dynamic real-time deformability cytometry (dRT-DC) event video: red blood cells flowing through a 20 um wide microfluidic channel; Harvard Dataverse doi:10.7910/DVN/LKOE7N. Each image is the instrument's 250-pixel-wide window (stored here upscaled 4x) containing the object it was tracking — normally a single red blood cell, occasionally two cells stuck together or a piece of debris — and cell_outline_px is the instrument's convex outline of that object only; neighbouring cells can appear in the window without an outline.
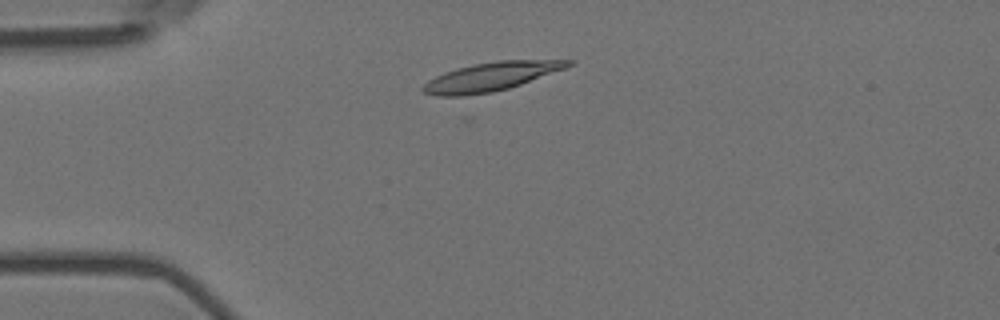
{"species": "Egyptian fruit bat (a non-hibernating species)", "species_latin": "Rousettus aegyptiacus", "temperature_condition": "room temperature", "stored_images_in_passage": 5, "camera_frame_rate_fps": 3000, "um_per_image_px": 0.085, "animal": {"sex": "female"}, "frame": {"image": 1, "passage_image": 2, "time_ms": 0.333, "image_size_px": [1000, 320], "cell_outline_px": [[576, 60], [572, 64], [564, 68], [520, 84], [508, 88], [492, 92], [464, 96], [436, 96], [420, 92], [420, 88], [428, 80], [444, 72], [456, 68], [472, 64], [496, 60]], "centroid_in_image_um": [41.64, 6.52], "position_along_channel_um": 43.4, "area_um2": 24.16}}
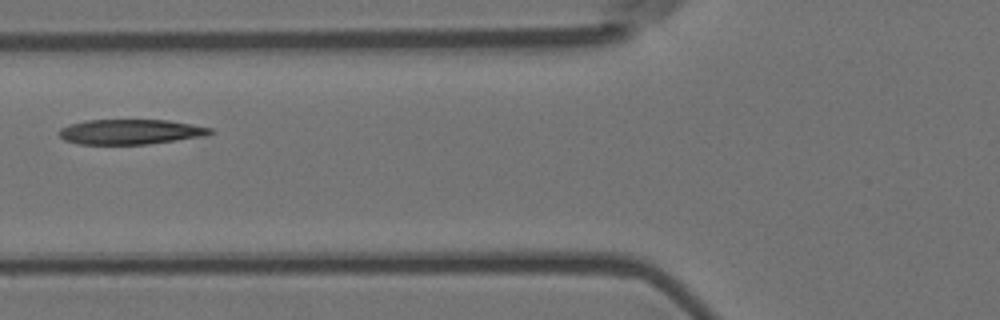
{"frame": {"image": 2, "passage_image": 4, "time_ms": 1.0, "image_size_px": [1000, 320], "cell_outline_px": [[216, 132], [204, 136], [148, 144], [80, 144], [64, 140], [56, 132], [60, 128], [68, 124], [84, 120], [168, 120], [192, 124], [212, 128]], "centroid_in_image_um": [11.07, 11.2], "position_along_channel_um": 114.7, "area_um2": 22.2}}
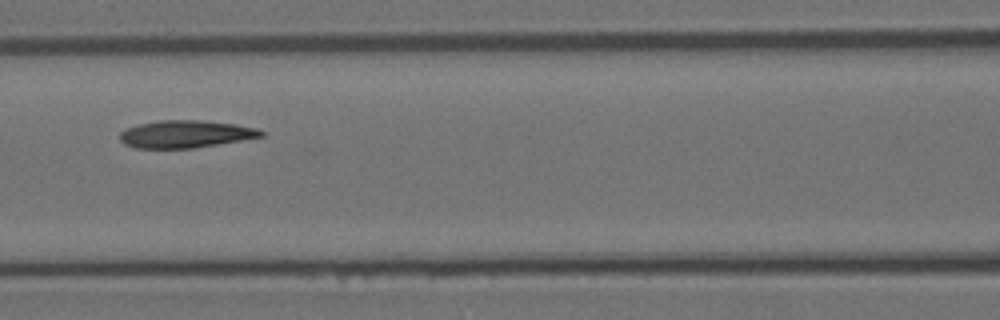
{"frame": {"image": 3, "passage_image": 5, "time_ms": 1.333, "image_size_px": [1000, 320], "cell_outline_px": [[264, 136], [192, 148], [136, 148], [124, 144], [120, 140], [120, 132], [128, 128], [140, 124], [160, 120], [200, 120], [236, 124], [256, 128], [264, 132]], "centroid_in_image_um": [15.76, 11.39], "position_along_channel_um": 150.8, "area_um2": 22.31}}